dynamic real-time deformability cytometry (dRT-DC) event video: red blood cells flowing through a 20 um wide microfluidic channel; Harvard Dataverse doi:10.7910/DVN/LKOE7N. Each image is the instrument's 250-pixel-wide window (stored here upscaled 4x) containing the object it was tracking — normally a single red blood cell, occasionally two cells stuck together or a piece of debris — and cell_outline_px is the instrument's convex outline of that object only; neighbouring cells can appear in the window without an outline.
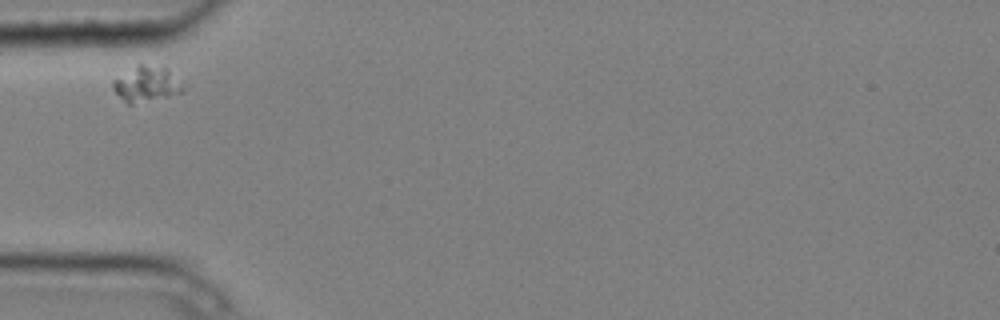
{"species": "common noctule bat (a hibernating species)", "species_latin": "Nyctalus noctula", "temperature_condition": "cold", "stored_images_in_passage": 5, "camera_frame_rate_fps": 3000, "um_per_image_px": 0.085, "animal": {"sex": "male", "body_mass_g": 20.4}, "frame": {"image": 1, "passage_image": 1, "time_ms": 0.0, "image_size_px": [1000, 320], "cell_outline_px": [[184, 92], [168, 96], [132, 104], [128, 104], [112, 88], [112, 80], [136, 64], [144, 64], [168, 68], [184, 88]], "centroid_in_image_um": [12.42, 7.12], "position_along_channel_um": 72.6, "area_um2": 14.33}}
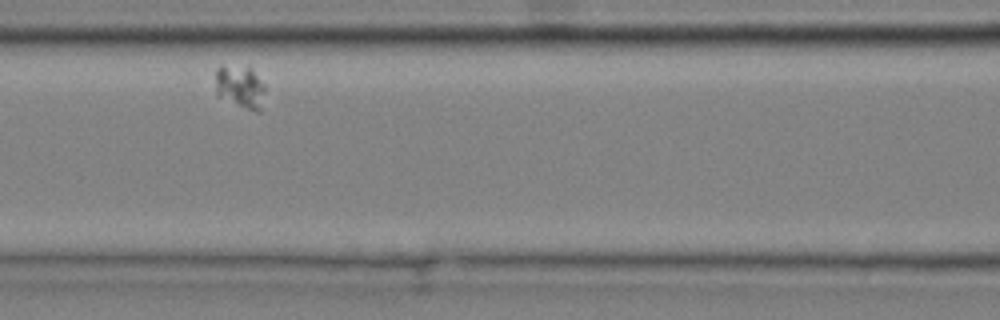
{"frame": {"image": 2, "passage_image": 3, "time_ms": 0.667, "image_size_px": [1000, 320], "cell_outline_px": [[264, 92], [260, 112], [256, 112], [220, 96], [216, 92], [216, 68], [220, 64], [248, 68], [264, 84]], "centroid_in_image_um": [20.39, 7.36], "position_along_channel_um": 146.2, "area_um2": 11.91}}
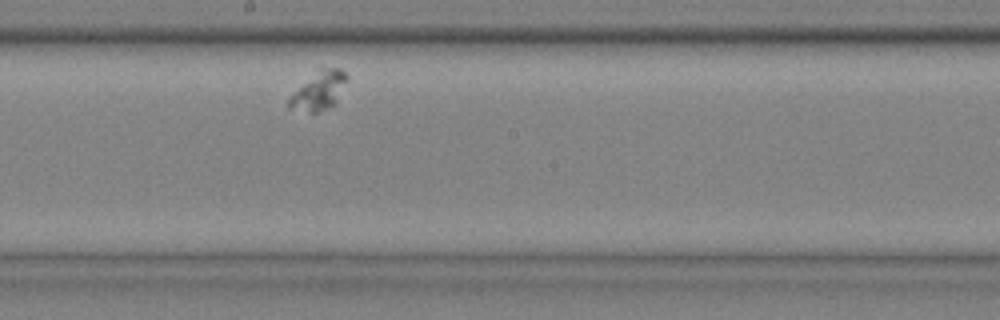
{"frame": {"image": 3, "passage_image": 5, "time_ms": 1.333, "image_size_px": [1000, 320], "cell_outline_px": [[348, 76], [336, 104], [316, 112], [312, 112], [288, 108], [288, 100], [320, 68], [340, 68]], "centroid_in_image_um": [27.15, 7.72], "position_along_channel_um": 221.0, "area_um2": 12.31}}